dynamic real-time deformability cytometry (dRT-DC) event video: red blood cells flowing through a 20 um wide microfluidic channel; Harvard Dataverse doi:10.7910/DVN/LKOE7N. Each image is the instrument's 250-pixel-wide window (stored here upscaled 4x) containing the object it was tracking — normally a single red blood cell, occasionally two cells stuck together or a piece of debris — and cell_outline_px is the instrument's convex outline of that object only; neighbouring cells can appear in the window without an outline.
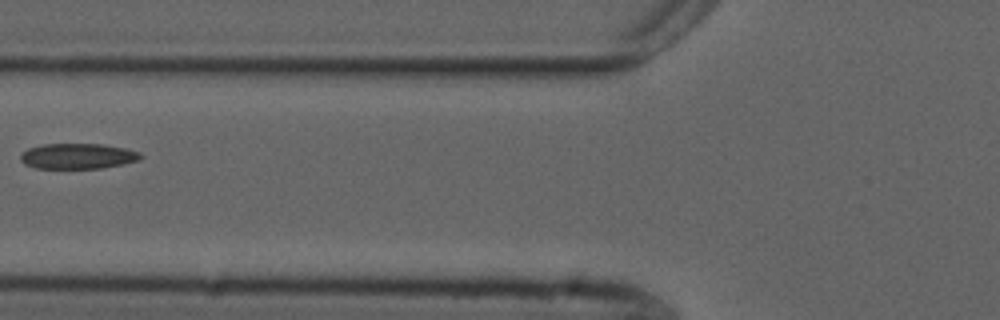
{"species": "common noctule bat (a hibernating species)", "species_latin": "Nyctalus noctula", "temperature_condition": "cold", "stored_images_in_passage": 8, "camera_frame_rate_fps": 3000, "um_per_image_px": 0.085, "animal": {"sex": "male", "forearm_length_mm": 52.5}, "frame": {"image": 1, "passage_image": 7, "time_ms": 2.0, "image_size_px": [1000, 320], "cell_outline_px": [[144, 156], [140, 160], [124, 164], [104, 168], [36, 168], [24, 164], [20, 160], [20, 156], [28, 148], [44, 144], [104, 144], [124, 148], [140, 152]], "centroid_in_image_um": [6.65, 13.27], "position_along_channel_um": 119.2, "area_um2": 17.92}}
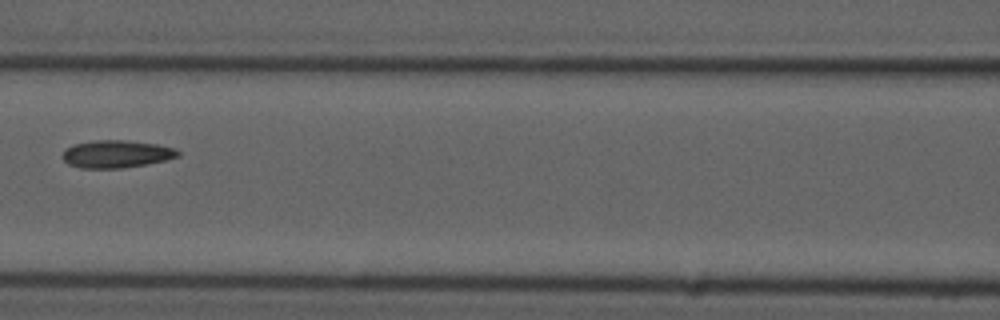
{"frame": {"image": 2, "passage_image": 8, "time_ms": 2.333, "image_size_px": [1000, 320], "cell_outline_px": [[180, 156], [168, 160], [148, 164], [120, 168], [80, 168], [68, 164], [60, 156], [64, 148], [72, 144], [96, 140], [124, 140], [156, 144], [176, 148], [180, 152]], "centroid_in_image_um": [9.88, 13.09], "position_along_channel_um": 156.7, "area_um2": 18.84}}